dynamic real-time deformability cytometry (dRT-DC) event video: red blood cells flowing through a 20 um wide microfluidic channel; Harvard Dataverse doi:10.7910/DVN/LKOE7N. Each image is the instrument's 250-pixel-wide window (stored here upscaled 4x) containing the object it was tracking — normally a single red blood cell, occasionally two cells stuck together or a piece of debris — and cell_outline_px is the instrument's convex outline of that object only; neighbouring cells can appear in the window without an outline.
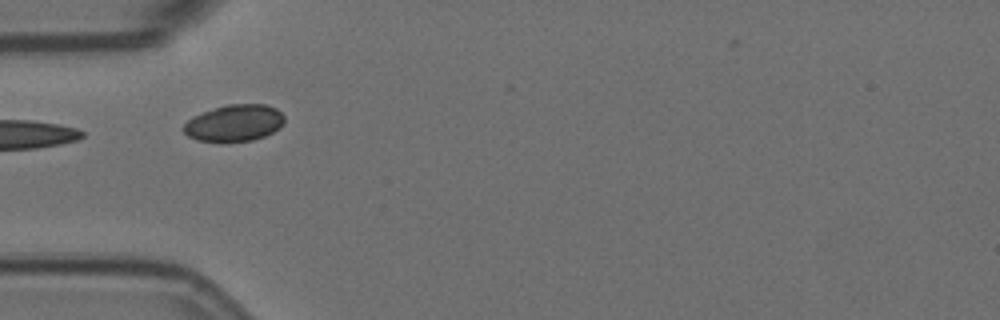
{"species": "Egyptian fruit bat (a non-hibernating species)", "species_latin": "Rousettus aegyptiacus", "temperature_condition": "room temperature", "stored_images_in_passage": 4, "camera_frame_rate_fps": 3000, "um_per_image_px": 0.085, "animal": {"sex": "female"}, "frame": {"image": 1, "passage_image": 2, "time_ms": 0.333, "image_size_px": [1000, 320], "cell_outline_px": [[284, 120], [280, 128], [264, 136], [252, 140], [196, 140], [188, 136], [180, 128], [192, 116], [228, 104], [264, 104], [276, 108], [284, 116]], "centroid_in_image_um": [19.91, 10.44], "position_along_channel_um": 65.1, "area_um2": 21.15}}
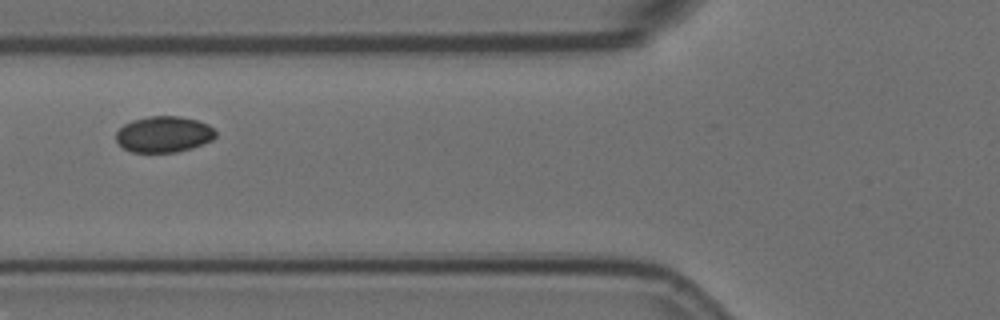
{"frame": {"image": 2, "passage_image": 3, "time_ms": 0.667, "image_size_px": [1000, 320], "cell_outline_px": [[216, 136], [212, 140], [192, 148], [176, 152], [132, 152], [124, 148], [116, 140], [116, 132], [124, 124], [132, 120], [148, 116], [180, 116], [196, 120], [208, 124], [216, 132]], "centroid_in_image_um": [13.92, 11.41], "position_along_channel_um": 111.9, "area_um2": 20.92}}
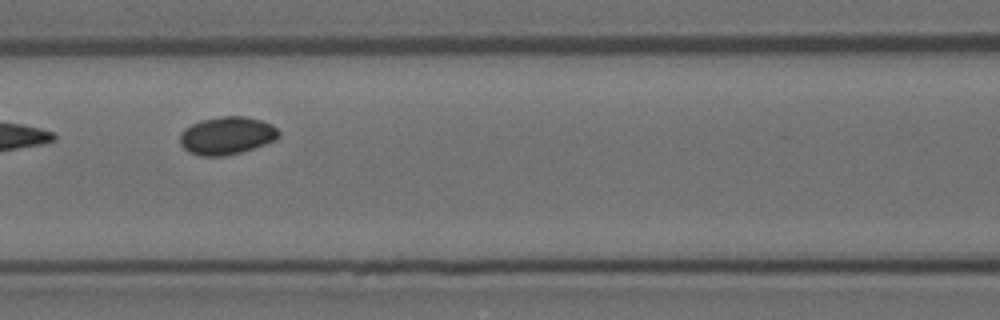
{"frame": {"image": 3, "passage_image": 4, "time_ms": 1.0, "image_size_px": [1000, 320], "cell_outline_px": [[280, 136], [276, 140], [240, 152], [224, 156], [200, 156], [188, 152], [180, 144], [180, 132], [184, 128], [200, 120], [224, 116], [244, 116], [260, 120], [272, 124], [280, 132]], "centroid_in_image_um": [19.26, 11.52], "position_along_channel_um": 147.3, "area_um2": 21.79}}